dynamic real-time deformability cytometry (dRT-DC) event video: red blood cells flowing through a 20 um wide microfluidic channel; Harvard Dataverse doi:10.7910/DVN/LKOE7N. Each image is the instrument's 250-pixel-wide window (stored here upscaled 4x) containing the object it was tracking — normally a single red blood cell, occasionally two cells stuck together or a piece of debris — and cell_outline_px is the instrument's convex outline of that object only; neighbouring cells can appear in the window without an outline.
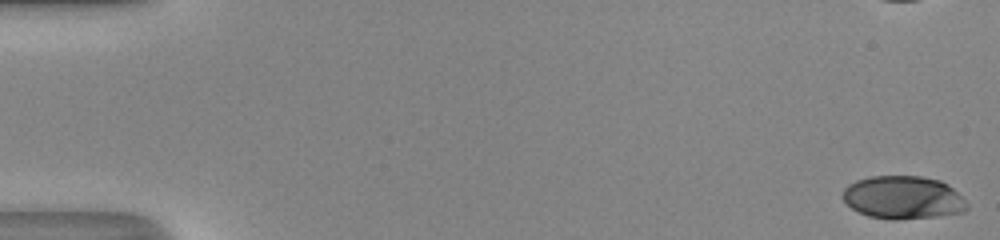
{"species": "human", "species_latin": "Homo sapiens", "temperature_condition": "room temperature", "stored_images_in_passage": 51, "camera_frame_rate_fps": 3000, "um_per_image_px": 0.085, "donor": {"sex": "male"}, "frame": {"image": 1, "passage_image": 1, "time_ms": 0.0, "image_size_px": [1000, 240], "cell_outline_px": [[968, 208], [964, 212], [936, 216], [896, 220], [892, 220], [868, 216], [852, 208], [840, 196], [844, 188], [848, 184], [856, 180], [872, 176], [920, 176], [940, 180], [948, 184], [968, 204]], "centroid_in_image_um": [76.74, 16.79], "position_along_channel_um": 8.3, "area_um2": 31.21}, "authors_computed_cell_mechanics": {"area_um2": 32.5992, "velocity_mm_per_s": 4.191, "shape_relaxation_time_tau1_ms": 4.6947, "shape_relaxation_time_tau2_ms": null, "deformation_change_tau1": 0.2329, "deformation_change_tau2": null}}